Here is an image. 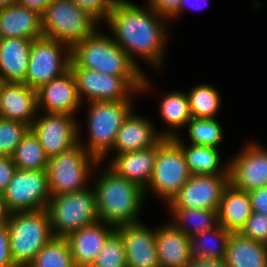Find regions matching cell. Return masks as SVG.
Returning a JSON list of instances; mask_svg holds the SVG:
<instances>
[{"instance_id":"836d02e7","label":"cell","mask_w":267,"mask_h":267,"mask_svg":"<svg viewBox=\"0 0 267 267\" xmlns=\"http://www.w3.org/2000/svg\"><path fill=\"white\" fill-rule=\"evenodd\" d=\"M187 124L191 144L218 148L223 132L214 118H191Z\"/></svg>"},{"instance_id":"1f68e13d","label":"cell","mask_w":267,"mask_h":267,"mask_svg":"<svg viewBox=\"0 0 267 267\" xmlns=\"http://www.w3.org/2000/svg\"><path fill=\"white\" fill-rule=\"evenodd\" d=\"M28 267H76L66 238L53 237Z\"/></svg>"},{"instance_id":"d6986e66","label":"cell","mask_w":267,"mask_h":267,"mask_svg":"<svg viewBox=\"0 0 267 267\" xmlns=\"http://www.w3.org/2000/svg\"><path fill=\"white\" fill-rule=\"evenodd\" d=\"M104 224L106 227H104ZM114 231L115 227L113 225L99 220L69 234L66 239L76 267H90L101 251L106 239Z\"/></svg>"},{"instance_id":"52a82bcc","label":"cell","mask_w":267,"mask_h":267,"mask_svg":"<svg viewBox=\"0 0 267 267\" xmlns=\"http://www.w3.org/2000/svg\"><path fill=\"white\" fill-rule=\"evenodd\" d=\"M70 69L74 74L77 95L87 96L88 102L130 100L132 92L145 91L149 83L144 76H114L96 70L79 68L72 60ZM130 93V94H129Z\"/></svg>"},{"instance_id":"b9f144b4","label":"cell","mask_w":267,"mask_h":267,"mask_svg":"<svg viewBox=\"0 0 267 267\" xmlns=\"http://www.w3.org/2000/svg\"><path fill=\"white\" fill-rule=\"evenodd\" d=\"M253 212L267 214V186L248 191Z\"/></svg>"},{"instance_id":"f1b7e54d","label":"cell","mask_w":267,"mask_h":267,"mask_svg":"<svg viewBox=\"0 0 267 267\" xmlns=\"http://www.w3.org/2000/svg\"><path fill=\"white\" fill-rule=\"evenodd\" d=\"M174 216L171 222L185 235L191 237L195 234L215 228L218 225L217 210L194 208H169ZM192 222V223H191ZM187 224V225H186ZM194 224V228L188 225Z\"/></svg>"},{"instance_id":"7bdbcfd3","label":"cell","mask_w":267,"mask_h":267,"mask_svg":"<svg viewBox=\"0 0 267 267\" xmlns=\"http://www.w3.org/2000/svg\"><path fill=\"white\" fill-rule=\"evenodd\" d=\"M52 1L53 0H17L16 4L34 10L42 15Z\"/></svg>"},{"instance_id":"8fae6325","label":"cell","mask_w":267,"mask_h":267,"mask_svg":"<svg viewBox=\"0 0 267 267\" xmlns=\"http://www.w3.org/2000/svg\"><path fill=\"white\" fill-rule=\"evenodd\" d=\"M63 51L66 54L62 58ZM70 62L71 48L67 45L46 37L35 39L31 45L27 73L22 82L37 90L67 72Z\"/></svg>"},{"instance_id":"7a4b0ae2","label":"cell","mask_w":267,"mask_h":267,"mask_svg":"<svg viewBox=\"0 0 267 267\" xmlns=\"http://www.w3.org/2000/svg\"><path fill=\"white\" fill-rule=\"evenodd\" d=\"M107 171L98 177L94 186L99 220L114 227L138 223L136 216L146 191L110 168Z\"/></svg>"},{"instance_id":"4316f807","label":"cell","mask_w":267,"mask_h":267,"mask_svg":"<svg viewBox=\"0 0 267 267\" xmlns=\"http://www.w3.org/2000/svg\"><path fill=\"white\" fill-rule=\"evenodd\" d=\"M173 139L182 148L191 175H229V165L219 172L221 158L218 148L193 144L187 147L178 135Z\"/></svg>"},{"instance_id":"30bf717a","label":"cell","mask_w":267,"mask_h":267,"mask_svg":"<svg viewBox=\"0 0 267 267\" xmlns=\"http://www.w3.org/2000/svg\"><path fill=\"white\" fill-rule=\"evenodd\" d=\"M190 177L182 148L173 138H164L157 144L154 170L148 187L169 203Z\"/></svg>"},{"instance_id":"ffe728a7","label":"cell","mask_w":267,"mask_h":267,"mask_svg":"<svg viewBox=\"0 0 267 267\" xmlns=\"http://www.w3.org/2000/svg\"><path fill=\"white\" fill-rule=\"evenodd\" d=\"M43 37L41 15L18 4L0 7V39Z\"/></svg>"},{"instance_id":"ba28073f","label":"cell","mask_w":267,"mask_h":267,"mask_svg":"<svg viewBox=\"0 0 267 267\" xmlns=\"http://www.w3.org/2000/svg\"><path fill=\"white\" fill-rule=\"evenodd\" d=\"M89 103V121L87 120L89 142L85 149L99 161H102L108 150L113 148L121 125L128 115L133 112L131 101H96Z\"/></svg>"},{"instance_id":"7c38bea8","label":"cell","mask_w":267,"mask_h":267,"mask_svg":"<svg viewBox=\"0 0 267 267\" xmlns=\"http://www.w3.org/2000/svg\"><path fill=\"white\" fill-rule=\"evenodd\" d=\"M3 196L11 213L46 209L51 196L47 171L16 169Z\"/></svg>"},{"instance_id":"4fadbf2b","label":"cell","mask_w":267,"mask_h":267,"mask_svg":"<svg viewBox=\"0 0 267 267\" xmlns=\"http://www.w3.org/2000/svg\"><path fill=\"white\" fill-rule=\"evenodd\" d=\"M229 175H191L167 205L169 208L217 210Z\"/></svg>"},{"instance_id":"f546056e","label":"cell","mask_w":267,"mask_h":267,"mask_svg":"<svg viewBox=\"0 0 267 267\" xmlns=\"http://www.w3.org/2000/svg\"><path fill=\"white\" fill-rule=\"evenodd\" d=\"M12 158L16 169L20 170H46L49 162V157L31 129L16 146Z\"/></svg>"},{"instance_id":"d4e9b609","label":"cell","mask_w":267,"mask_h":267,"mask_svg":"<svg viewBox=\"0 0 267 267\" xmlns=\"http://www.w3.org/2000/svg\"><path fill=\"white\" fill-rule=\"evenodd\" d=\"M252 213L248 192L236 189L229 183L217 208L218 224L231 233H239Z\"/></svg>"},{"instance_id":"83f0119b","label":"cell","mask_w":267,"mask_h":267,"mask_svg":"<svg viewBox=\"0 0 267 267\" xmlns=\"http://www.w3.org/2000/svg\"><path fill=\"white\" fill-rule=\"evenodd\" d=\"M230 235L231 232L218 224L215 228L191 236L189 239L191 260L224 259Z\"/></svg>"},{"instance_id":"3957f363","label":"cell","mask_w":267,"mask_h":267,"mask_svg":"<svg viewBox=\"0 0 267 267\" xmlns=\"http://www.w3.org/2000/svg\"><path fill=\"white\" fill-rule=\"evenodd\" d=\"M71 60L79 67L114 76H144L113 38L97 31L71 49Z\"/></svg>"},{"instance_id":"60d3db41","label":"cell","mask_w":267,"mask_h":267,"mask_svg":"<svg viewBox=\"0 0 267 267\" xmlns=\"http://www.w3.org/2000/svg\"><path fill=\"white\" fill-rule=\"evenodd\" d=\"M16 170L12 156H0V194H3Z\"/></svg>"},{"instance_id":"cb8c5ba5","label":"cell","mask_w":267,"mask_h":267,"mask_svg":"<svg viewBox=\"0 0 267 267\" xmlns=\"http://www.w3.org/2000/svg\"><path fill=\"white\" fill-rule=\"evenodd\" d=\"M168 224L155 231L160 267H186L191 261L190 237L173 224Z\"/></svg>"},{"instance_id":"7dc6e473","label":"cell","mask_w":267,"mask_h":267,"mask_svg":"<svg viewBox=\"0 0 267 267\" xmlns=\"http://www.w3.org/2000/svg\"><path fill=\"white\" fill-rule=\"evenodd\" d=\"M17 3V0H0V7L14 5Z\"/></svg>"},{"instance_id":"ee69618b","label":"cell","mask_w":267,"mask_h":267,"mask_svg":"<svg viewBox=\"0 0 267 267\" xmlns=\"http://www.w3.org/2000/svg\"><path fill=\"white\" fill-rule=\"evenodd\" d=\"M186 267H227L224 259H195L191 260Z\"/></svg>"},{"instance_id":"f6af8a7d","label":"cell","mask_w":267,"mask_h":267,"mask_svg":"<svg viewBox=\"0 0 267 267\" xmlns=\"http://www.w3.org/2000/svg\"><path fill=\"white\" fill-rule=\"evenodd\" d=\"M10 213L11 212L7 208L3 194H0V224L7 223V221L9 220Z\"/></svg>"},{"instance_id":"5b68a950","label":"cell","mask_w":267,"mask_h":267,"mask_svg":"<svg viewBox=\"0 0 267 267\" xmlns=\"http://www.w3.org/2000/svg\"><path fill=\"white\" fill-rule=\"evenodd\" d=\"M41 19L43 37L58 40L71 49L94 34L99 22L72 0H53Z\"/></svg>"},{"instance_id":"e575fe53","label":"cell","mask_w":267,"mask_h":267,"mask_svg":"<svg viewBox=\"0 0 267 267\" xmlns=\"http://www.w3.org/2000/svg\"><path fill=\"white\" fill-rule=\"evenodd\" d=\"M90 267H127L124 242L116 230L106 239Z\"/></svg>"},{"instance_id":"44dd1931","label":"cell","mask_w":267,"mask_h":267,"mask_svg":"<svg viewBox=\"0 0 267 267\" xmlns=\"http://www.w3.org/2000/svg\"><path fill=\"white\" fill-rule=\"evenodd\" d=\"M132 113L128 115L117 132L113 149L118 154L148 149L164 139L161 134L154 131L149 120Z\"/></svg>"},{"instance_id":"e0dca14e","label":"cell","mask_w":267,"mask_h":267,"mask_svg":"<svg viewBox=\"0 0 267 267\" xmlns=\"http://www.w3.org/2000/svg\"><path fill=\"white\" fill-rule=\"evenodd\" d=\"M37 110V90L24 82H0L1 118L24 122L31 126L36 119Z\"/></svg>"},{"instance_id":"484cf974","label":"cell","mask_w":267,"mask_h":267,"mask_svg":"<svg viewBox=\"0 0 267 267\" xmlns=\"http://www.w3.org/2000/svg\"><path fill=\"white\" fill-rule=\"evenodd\" d=\"M224 260L227 267H267V245L231 233Z\"/></svg>"},{"instance_id":"603a6c76","label":"cell","mask_w":267,"mask_h":267,"mask_svg":"<svg viewBox=\"0 0 267 267\" xmlns=\"http://www.w3.org/2000/svg\"><path fill=\"white\" fill-rule=\"evenodd\" d=\"M33 40L0 39V82H22L28 69Z\"/></svg>"},{"instance_id":"ac0fdd59","label":"cell","mask_w":267,"mask_h":267,"mask_svg":"<svg viewBox=\"0 0 267 267\" xmlns=\"http://www.w3.org/2000/svg\"><path fill=\"white\" fill-rule=\"evenodd\" d=\"M80 103L71 69L37 89L38 110L43 106L47 113H65L73 116Z\"/></svg>"},{"instance_id":"5bb4252c","label":"cell","mask_w":267,"mask_h":267,"mask_svg":"<svg viewBox=\"0 0 267 267\" xmlns=\"http://www.w3.org/2000/svg\"><path fill=\"white\" fill-rule=\"evenodd\" d=\"M73 117L65 113H46L31 124L30 129L49 158L69 150L78 143L79 130Z\"/></svg>"},{"instance_id":"d6a6232c","label":"cell","mask_w":267,"mask_h":267,"mask_svg":"<svg viewBox=\"0 0 267 267\" xmlns=\"http://www.w3.org/2000/svg\"><path fill=\"white\" fill-rule=\"evenodd\" d=\"M187 97L192 118H214L220 108L221 96L210 85L195 86Z\"/></svg>"},{"instance_id":"277c9868","label":"cell","mask_w":267,"mask_h":267,"mask_svg":"<svg viewBox=\"0 0 267 267\" xmlns=\"http://www.w3.org/2000/svg\"><path fill=\"white\" fill-rule=\"evenodd\" d=\"M7 226L11 257L16 267H28L54 237L47 209L10 213Z\"/></svg>"},{"instance_id":"2e32d148","label":"cell","mask_w":267,"mask_h":267,"mask_svg":"<svg viewBox=\"0 0 267 267\" xmlns=\"http://www.w3.org/2000/svg\"><path fill=\"white\" fill-rule=\"evenodd\" d=\"M115 230L124 242L127 267H160L155 231L141 222L119 225Z\"/></svg>"},{"instance_id":"8d00e7d4","label":"cell","mask_w":267,"mask_h":267,"mask_svg":"<svg viewBox=\"0 0 267 267\" xmlns=\"http://www.w3.org/2000/svg\"><path fill=\"white\" fill-rule=\"evenodd\" d=\"M239 233L267 245V214L253 212Z\"/></svg>"},{"instance_id":"74e56055","label":"cell","mask_w":267,"mask_h":267,"mask_svg":"<svg viewBox=\"0 0 267 267\" xmlns=\"http://www.w3.org/2000/svg\"><path fill=\"white\" fill-rule=\"evenodd\" d=\"M79 7L86 10L92 16H94L98 21L108 17L109 12L113 8L116 0H72Z\"/></svg>"},{"instance_id":"f35d334b","label":"cell","mask_w":267,"mask_h":267,"mask_svg":"<svg viewBox=\"0 0 267 267\" xmlns=\"http://www.w3.org/2000/svg\"><path fill=\"white\" fill-rule=\"evenodd\" d=\"M0 267H16L11 257L7 223L0 224Z\"/></svg>"},{"instance_id":"4dcf8cb0","label":"cell","mask_w":267,"mask_h":267,"mask_svg":"<svg viewBox=\"0 0 267 267\" xmlns=\"http://www.w3.org/2000/svg\"><path fill=\"white\" fill-rule=\"evenodd\" d=\"M160 114L172 131L160 133L164 138H174L177 136L173 128H182L192 118L190 113L187 94L172 92L164 97L160 105Z\"/></svg>"},{"instance_id":"9a60e30c","label":"cell","mask_w":267,"mask_h":267,"mask_svg":"<svg viewBox=\"0 0 267 267\" xmlns=\"http://www.w3.org/2000/svg\"><path fill=\"white\" fill-rule=\"evenodd\" d=\"M240 153L228 163L229 183L236 189L247 192L266 187L267 150L251 143Z\"/></svg>"},{"instance_id":"7402d4cb","label":"cell","mask_w":267,"mask_h":267,"mask_svg":"<svg viewBox=\"0 0 267 267\" xmlns=\"http://www.w3.org/2000/svg\"><path fill=\"white\" fill-rule=\"evenodd\" d=\"M156 155L157 145L140 151L117 154L110 162L109 168L146 190L154 170Z\"/></svg>"},{"instance_id":"ab89813d","label":"cell","mask_w":267,"mask_h":267,"mask_svg":"<svg viewBox=\"0 0 267 267\" xmlns=\"http://www.w3.org/2000/svg\"><path fill=\"white\" fill-rule=\"evenodd\" d=\"M181 0H150L149 5L163 19H171L179 10Z\"/></svg>"},{"instance_id":"8992f818","label":"cell","mask_w":267,"mask_h":267,"mask_svg":"<svg viewBox=\"0 0 267 267\" xmlns=\"http://www.w3.org/2000/svg\"><path fill=\"white\" fill-rule=\"evenodd\" d=\"M47 211L54 237L66 238L72 232L99 221L94 189L87 188L51 195Z\"/></svg>"},{"instance_id":"d590c367","label":"cell","mask_w":267,"mask_h":267,"mask_svg":"<svg viewBox=\"0 0 267 267\" xmlns=\"http://www.w3.org/2000/svg\"><path fill=\"white\" fill-rule=\"evenodd\" d=\"M30 125L0 117V156H12Z\"/></svg>"},{"instance_id":"9c48e42d","label":"cell","mask_w":267,"mask_h":267,"mask_svg":"<svg viewBox=\"0 0 267 267\" xmlns=\"http://www.w3.org/2000/svg\"><path fill=\"white\" fill-rule=\"evenodd\" d=\"M98 163L100 161L88 153L80 141L69 150L50 157L46 169L50 194L72 193L87 188L85 184L92 173L91 165Z\"/></svg>"},{"instance_id":"6da1fadb","label":"cell","mask_w":267,"mask_h":267,"mask_svg":"<svg viewBox=\"0 0 267 267\" xmlns=\"http://www.w3.org/2000/svg\"><path fill=\"white\" fill-rule=\"evenodd\" d=\"M148 8L144 10L129 1L116 0L105 22L115 35L113 40L135 64L133 55L137 54L160 67L167 28L163 17Z\"/></svg>"},{"instance_id":"bcb514c9","label":"cell","mask_w":267,"mask_h":267,"mask_svg":"<svg viewBox=\"0 0 267 267\" xmlns=\"http://www.w3.org/2000/svg\"><path fill=\"white\" fill-rule=\"evenodd\" d=\"M190 4H191L192 7L198 9L199 8L198 6L200 5V2H199V0H194V1L193 0H181L180 6H179V10L176 12V14L173 17L178 16V14H181L180 12L183 11L184 6L190 5ZM204 4H205V2H204Z\"/></svg>"}]
</instances>
